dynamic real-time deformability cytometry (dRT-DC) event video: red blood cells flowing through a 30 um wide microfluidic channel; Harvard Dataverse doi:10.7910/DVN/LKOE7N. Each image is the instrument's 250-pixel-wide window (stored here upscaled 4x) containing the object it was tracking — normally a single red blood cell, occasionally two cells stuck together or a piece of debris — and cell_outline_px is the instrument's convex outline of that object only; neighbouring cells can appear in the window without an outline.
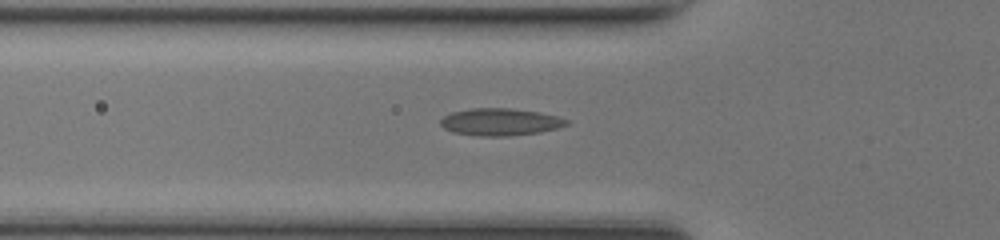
{"species": "common noctule bat (a hibernating species)", "species_latin": "Nyctalus noctula", "temperature_condition": "room temperature", "stored_images_in_passage": 30, "camera_frame_rate_fps": 3000, "um_per_image_px": 0.085, "animal": {"sex": "female", "body_mass_g": 17.0, "forearm_length_mm": 48.0}, "frame": {"image": 1, "passage_image": 4, "time_ms": 1.0, "image_size_px": [1000, 240], "cell_outline_px": [[568, 124], [556, 128], [540, 132], [508, 136], [480, 136], [452, 132], [444, 128], [440, 124], [440, 120], [444, 116], [452, 112], [472, 108], [512, 108], [540, 112], [556, 116], [568, 120]], "centroid_in_image_um": [42.5, 10.36], "position_along_channel_um": 83.3, "area_um2": 19.94}}
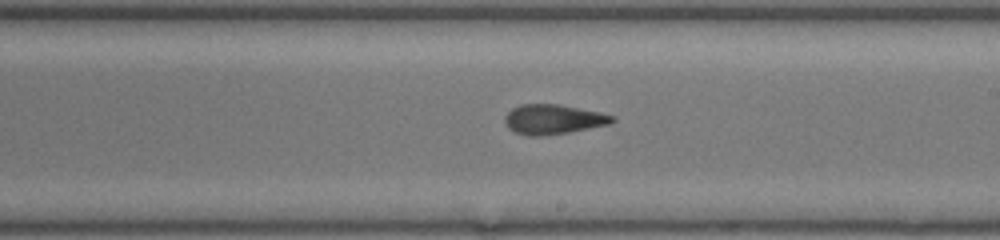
{"frame": {"image": 2, "passage_image": 15, "time_ms": 4.667, "image_size_px": [1000, 240], "cell_outline_px": [[616, 120], [608, 124], [568, 132], [544, 136], [528, 136], [516, 132], [508, 128], [504, 120], [504, 116], [512, 108], [520, 104], [560, 104], [600, 112], [616, 116]], "centroid_in_image_um": [47.01, 10.13], "position_along_channel_um": 242.0, "area_um2": 18.67}}
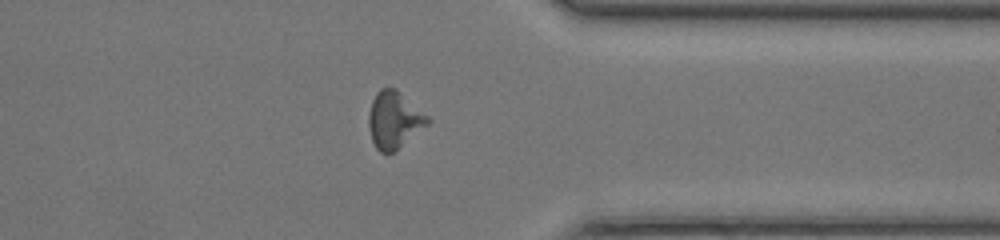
{"frame": {"image": 3, "passage_image": 25, "time_ms": 8.0, "image_size_px": [1000, 240], "cell_outline_px": [[432, 120], [428, 124], [392, 152], [380, 152], [376, 148], [372, 140], [368, 124], [368, 116], [372, 100], [376, 92], [380, 88], [396, 88], [428, 116]], "centroid_in_image_um": [33.48, 10.16], "position_along_channel_um": 377.9, "area_um2": 19.25}, "authors_computed_cell_mechanics": {"area_um2": 18.7272, "velocity_mm_per_s": 4.3107, "shape_relaxation_time_tau1_ms": null, "shape_relaxation_time_tau2_ms": 2.0949, "deformation_change_tau1": null, "deformation_change_tau2": 0.095}}